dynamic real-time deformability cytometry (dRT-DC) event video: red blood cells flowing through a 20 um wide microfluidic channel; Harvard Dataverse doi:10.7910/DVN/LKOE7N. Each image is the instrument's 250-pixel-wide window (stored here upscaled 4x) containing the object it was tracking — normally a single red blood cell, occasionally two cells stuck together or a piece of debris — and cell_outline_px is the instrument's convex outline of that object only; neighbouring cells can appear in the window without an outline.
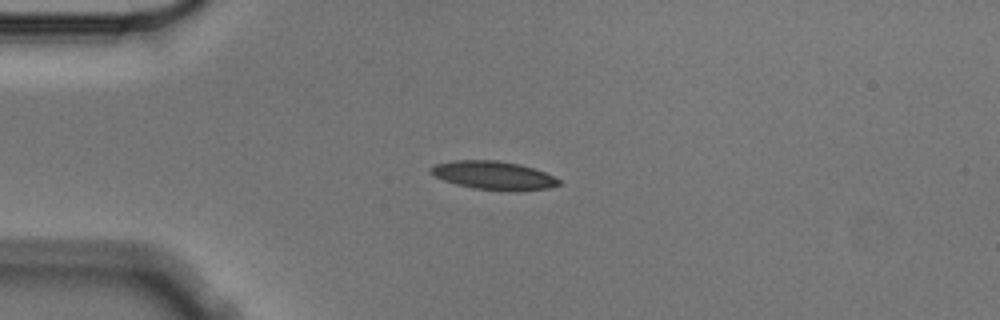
{"species": "Egyptian fruit bat (a non-hibernating species)", "species_latin": "Rousettus aegyptiacus", "temperature_condition": "cold", "stored_images_in_passage": 6, "camera_frame_rate_fps": 3000, "um_per_image_px": 0.085, "animal": {"sex": "male"}, "frame": {"image": 1, "passage_image": 1, "time_ms": 0.0, "image_size_px": [1000, 320], "cell_outline_px": [[560, 184], [552, 188], [516, 192], [472, 188], [456, 184], [444, 180], [436, 176], [428, 168], [436, 164], [456, 160], [496, 160], [520, 164], [544, 172], [560, 180]], "centroid_in_image_um": [41.99, 14.92], "position_along_channel_um": 43.0, "area_um2": 21.27}}
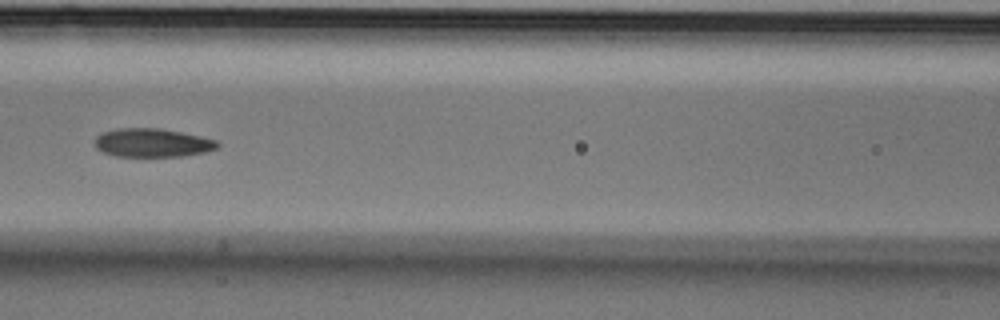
{"frame": {"image": 2, "passage_image": 4, "time_ms": 1.0, "image_size_px": [1000, 320], "cell_outline_px": [[220, 144], [216, 148], [204, 152], [184, 156], [116, 156], [104, 152], [96, 148], [96, 136], [104, 132], [116, 128], [160, 128], [200, 136], [216, 140]], "centroid_in_image_um": [12.95, 12.13], "position_along_channel_um": 153.6, "area_um2": 20.23}}
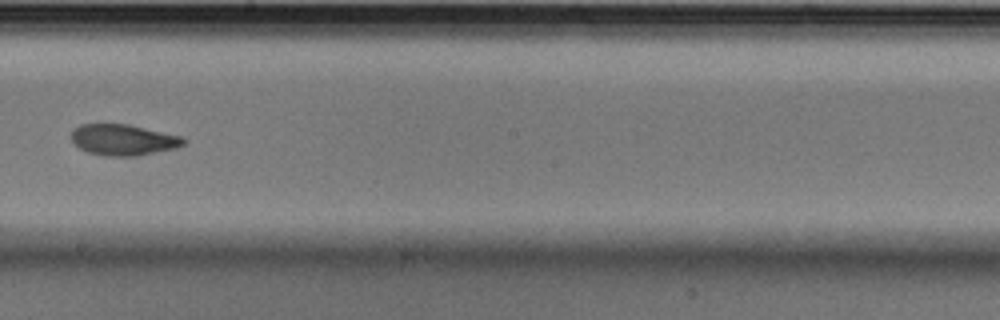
{"frame": {"image": 3, "passage_image": 6, "time_ms": 1.667, "image_size_px": [1000, 320], "cell_outline_px": [[188, 140], [184, 144], [176, 148], [136, 156], [104, 156], [88, 152], [80, 148], [72, 140], [72, 128], [80, 124], [128, 124], [184, 136]], "centroid_in_image_um": [10.51, 11.88], "position_along_channel_um": 237.7, "area_um2": 20.46}}